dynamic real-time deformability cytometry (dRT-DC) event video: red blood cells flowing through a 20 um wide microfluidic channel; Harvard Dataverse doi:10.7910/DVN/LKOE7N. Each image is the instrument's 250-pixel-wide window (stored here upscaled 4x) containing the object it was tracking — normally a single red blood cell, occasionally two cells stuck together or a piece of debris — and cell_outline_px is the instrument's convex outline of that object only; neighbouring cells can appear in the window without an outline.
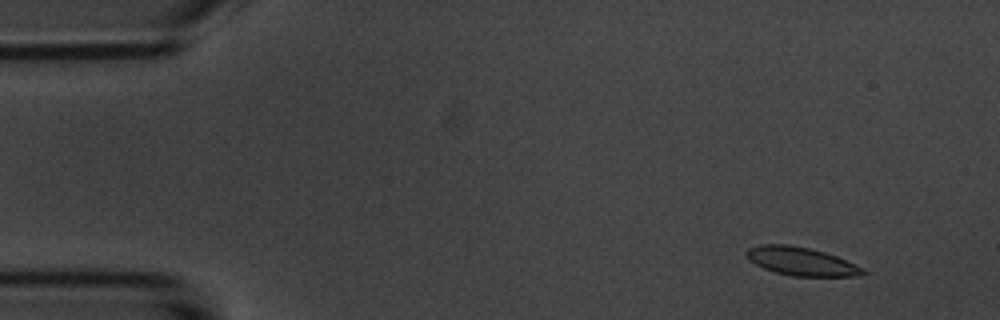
{"species": "common noctule bat (a hibernating species)", "species_latin": "Nyctalus noctula", "temperature_condition": "room temperature", "stored_images_in_passage": 4, "camera_frame_rate_fps": 3000, "um_per_image_px": 0.085, "animal": {"sex": "male", "body_mass_g": 20.1, "forearm_length_mm": 53.5}, "frame": {"image": 1, "passage_image": 1, "time_ms": 0.0, "image_size_px": [1000, 320], "cell_outline_px": [[868, 272], [864, 276], [792, 276], [776, 272], [764, 268], [748, 260], [744, 252], [748, 248], [760, 244], [788, 244], [808, 248], [824, 252], [836, 256], [864, 268]], "centroid_in_image_um": [68.11, 22.21], "position_along_channel_um": 16.9, "area_um2": 19.31}}